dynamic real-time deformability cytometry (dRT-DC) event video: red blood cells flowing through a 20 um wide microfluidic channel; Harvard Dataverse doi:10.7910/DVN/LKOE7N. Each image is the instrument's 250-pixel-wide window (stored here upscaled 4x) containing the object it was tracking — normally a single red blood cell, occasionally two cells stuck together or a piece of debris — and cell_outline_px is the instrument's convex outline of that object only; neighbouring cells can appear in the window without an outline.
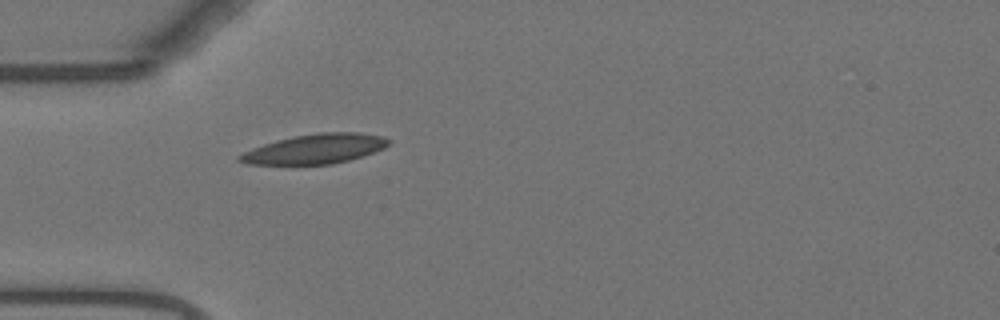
{"species": "Egyptian fruit bat (a non-hibernating species)", "species_latin": "Rousettus aegyptiacus", "temperature_condition": "warm", "stored_images_in_passage": 8, "camera_frame_rate_fps": 3000, "um_per_image_px": 0.085, "animal": {"sex": "female"}, "frame": {"image": 1, "passage_image": 1, "time_ms": 0.0, "image_size_px": [1000, 320], "cell_outline_px": [[392, 140], [384, 148], [348, 160], [332, 164], [248, 164], [236, 160], [236, 156], [252, 148], [276, 140], [292, 136], [320, 132], [360, 132], [384, 136]], "centroid_in_image_um": [26.77, 12.64], "position_along_channel_um": 58.2, "area_um2": 25.72}}